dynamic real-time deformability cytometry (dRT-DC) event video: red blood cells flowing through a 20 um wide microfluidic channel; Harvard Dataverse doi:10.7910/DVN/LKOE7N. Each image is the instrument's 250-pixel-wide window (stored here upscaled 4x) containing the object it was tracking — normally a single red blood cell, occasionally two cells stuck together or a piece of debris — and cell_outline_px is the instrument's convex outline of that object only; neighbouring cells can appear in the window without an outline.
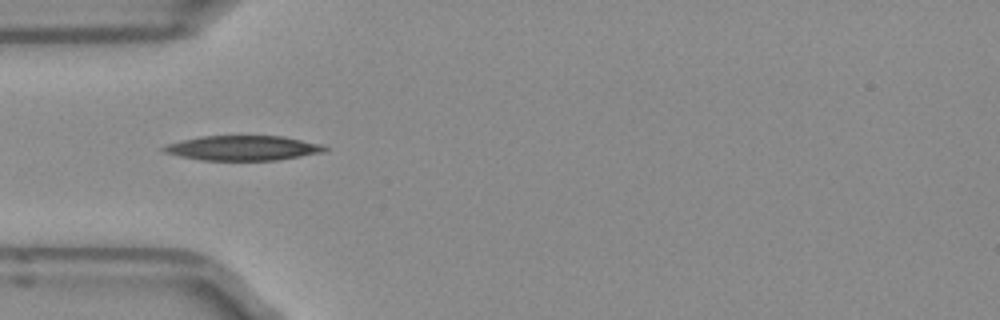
{"species": "Egyptian fruit bat (a non-hibernating species)", "species_latin": "Rousettus aegyptiacus", "temperature_condition": "room temperature", "stored_images_in_passage": 4, "camera_frame_rate_fps": 3000, "um_per_image_px": 0.085, "frame": {"image": 1, "passage_image": 1, "time_ms": 0.0, "image_size_px": [1000, 320], "cell_outline_px": [[328, 148], [324, 152], [276, 160], [200, 160], [180, 156], [164, 152], [160, 148], [168, 144], [180, 140], [200, 136], [284, 136], [320, 144]], "centroid_in_image_um": [20.61, 12.58], "position_along_channel_um": 64.4, "area_um2": 23.18}}
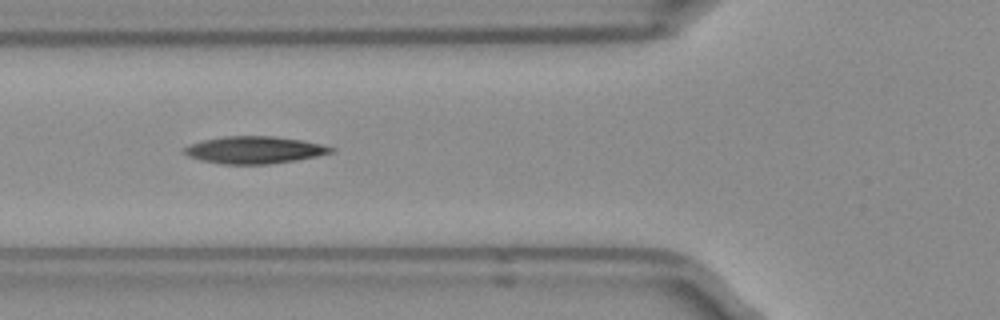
{"frame": {"image": 2, "passage_image": 2, "time_ms": 0.333, "image_size_px": [1000, 320], "cell_outline_px": [[336, 148], [332, 152], [316, 156], [296, 160], [268, 164], [224, 164], [204, 160], [188, 156], [180, 148], [188, 144], [204, 140], [224, 136], [272, 136], [300, 140], [320, 144]], "centroid_in_image_um": [21.59, 12.74], "position_along_channel_um": 104.2, "area_um2": 23.06}}